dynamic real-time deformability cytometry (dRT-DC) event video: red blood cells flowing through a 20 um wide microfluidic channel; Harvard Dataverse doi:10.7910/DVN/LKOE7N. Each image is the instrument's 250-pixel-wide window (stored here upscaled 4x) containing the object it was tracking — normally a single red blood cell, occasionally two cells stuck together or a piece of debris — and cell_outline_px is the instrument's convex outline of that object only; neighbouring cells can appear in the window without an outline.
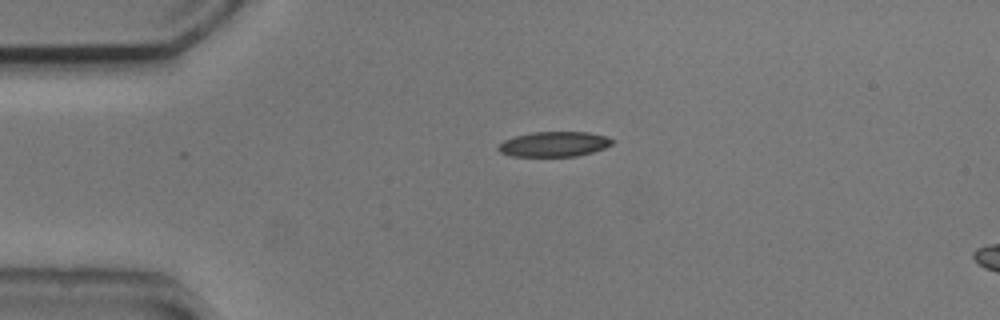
{"species": "common noctule bat (a hibernating species)", "species_latin": "Nyctalus noctula", "temperature_condition": "cold", "stored_images_in_passage": 27, "camera_frame_rate_fps": 3000, "um_per_image_px": 0.085, "animal": {"sex": "male", "body_mass_g": 20.5, "forearm_length_mm": 52.5}, "frame": {"image": 1, "passage_image": 1, "time_ms": 0.0, "image_size_px": [1000, 320], "cell_outline_px": [[616, 140], [612, 144], [604, 148], [592, 152], [576, 156], [512, 156], [500, 152], [496, 148], [504, 140], [516, 136], [532, 132], [588, 132], [608, 136]], "centroid_in_image_um": [47.13, 12.24], "position_along_channel_um": 37.9, "area_um2": 16.65}}
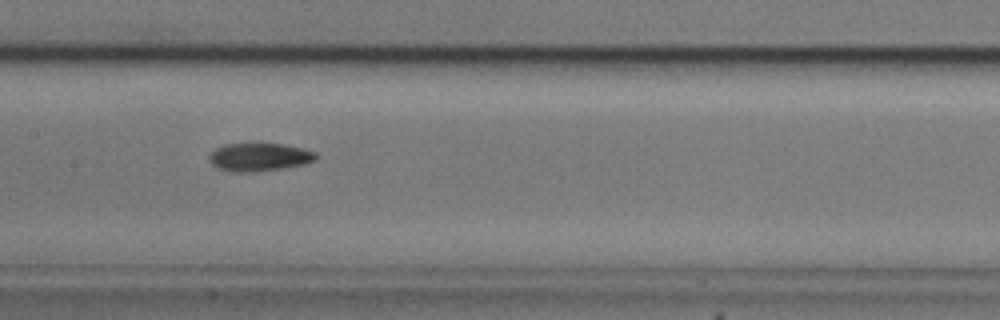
{"frame": {"image": 2, "passage_image": 15, "time_ms": 4.667, "image_size_px": [1000, 320], "cell_outline_px": [[316, 160], [304, 164], [284, 168], [252, 172], [236, 172], [216, 168], [212, 164], [208, 156], [216, 148], [224, 144], [280, 144], [300, 148], [316, 152]], "centroid_in_image_um": [22.02, 13.36], "position_along_channel_um": 185.4, "area_um2": 17.28}}
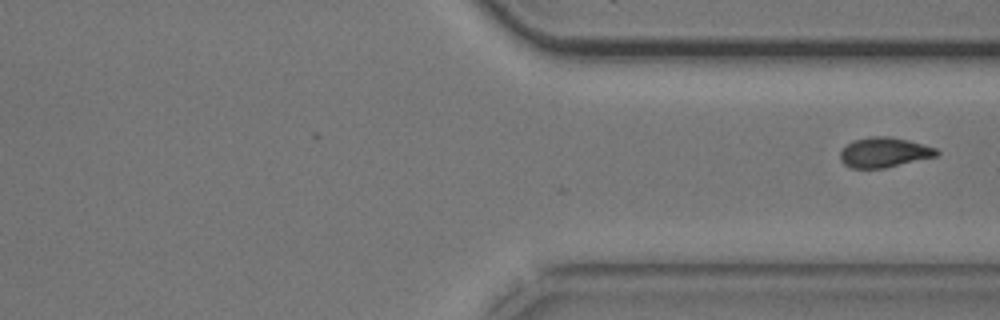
{"frame": {"image": 3, "passage_image": 27, "time_ms": 8.667, "image_size_px": [1000, 320], "cell_outline_px": [[940, 152], [936, 156], [884, 168], [852, 168], [844, 164], [840, 160], [840, 152], [852, 140], [872, 136], [888, 136], [908, 140], [936, 148]], "centroid_in_image_um": [75.14, 12.95], "position_along_channel_um": 336.3, "area_um2": 16.7}}